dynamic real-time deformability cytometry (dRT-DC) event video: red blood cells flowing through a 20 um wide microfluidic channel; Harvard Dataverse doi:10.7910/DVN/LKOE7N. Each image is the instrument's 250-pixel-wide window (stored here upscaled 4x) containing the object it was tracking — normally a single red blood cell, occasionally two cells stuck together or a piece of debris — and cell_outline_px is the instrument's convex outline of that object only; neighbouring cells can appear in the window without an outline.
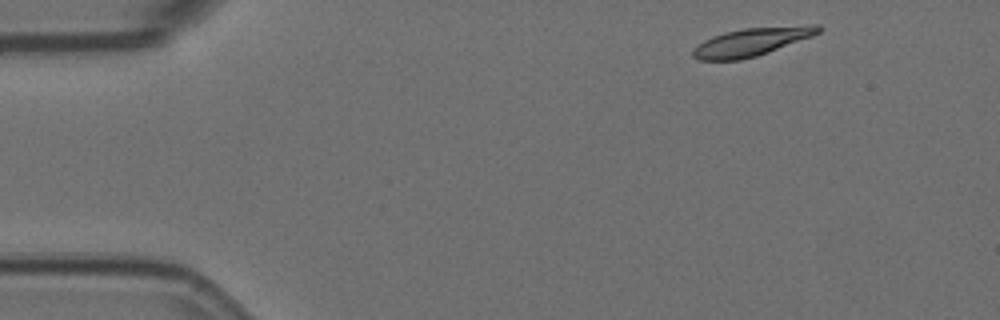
{"species": "Egyptian fruit bat (a non-hibernating species)", "species_latin": "Rousettus aegyptiacus", "temperature_condition": "room temperature", "stored_images_in_passage": 6, "camera_frame_rate_fps": 3000, "um_per_image_px": 0.085, "animal": {"sex": "female"}, "frame": {"image": 1, "passage_image": 1, "time_ms": 0.0, "image_size_px": [1000, 320], "cell_outline_px": [[824, 28], [820, 32], [812, 36], [768, 52], [756, 56], [740, 60], [696, 60], [692, 56], [692, 48], [704, 40], [712, 36], [724, 32], [744, 28], [808, 24], [820, 24]], "centroid_in_image_um": [63.9, 3.54], "position_along_channel_um": 21.1, "area_um2": 20.81}}
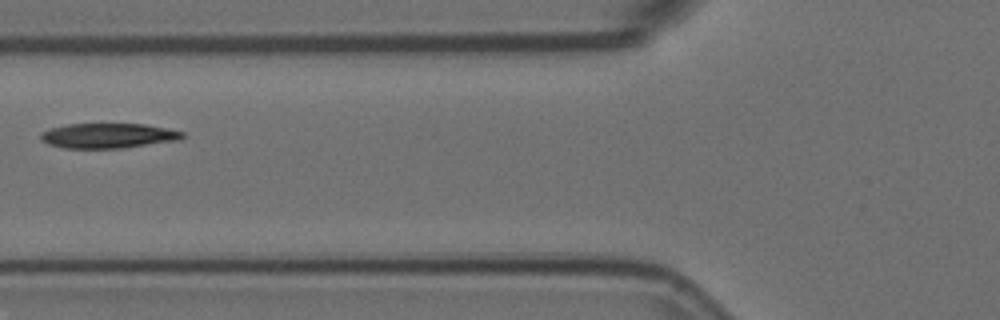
{"frame": {"image": 2, "passage_image": 5, "time_ms": 1.333, "image_size_px": [1000, 320], "cell_outline_px": [[184, 136], [180, 140], [120, 148], [64, 148], [48, 144], [40, 140], [40, 136], [44, 132], [52, 128], [68, 124], [144, 124], [184, 132]], "centroid_in_image_um": [9.19, 11.54], "position_along_channel_um": 116.6, "area_um2": 20.35}}
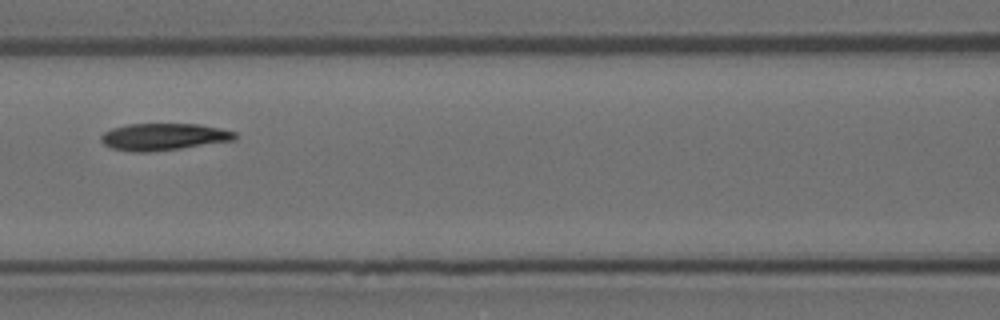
{"frame": {"image": 3, "passage_image": 6, "time_ms": 1.667, "image_size_px": [1000, 320], "cell_outline_px": [[236, 140], [180, 148], [148, 152], [132, 152], [112, 148], [104, 144], [100, 140], [100, 136], [104, 132], [112, 128], [128, 124], [200, 124], [220, 128], [236, 132]], "centroid_in_image_um": [13.9, 11.62], "position_along_channel_um": 152.7, "area_um2": 21.04}}